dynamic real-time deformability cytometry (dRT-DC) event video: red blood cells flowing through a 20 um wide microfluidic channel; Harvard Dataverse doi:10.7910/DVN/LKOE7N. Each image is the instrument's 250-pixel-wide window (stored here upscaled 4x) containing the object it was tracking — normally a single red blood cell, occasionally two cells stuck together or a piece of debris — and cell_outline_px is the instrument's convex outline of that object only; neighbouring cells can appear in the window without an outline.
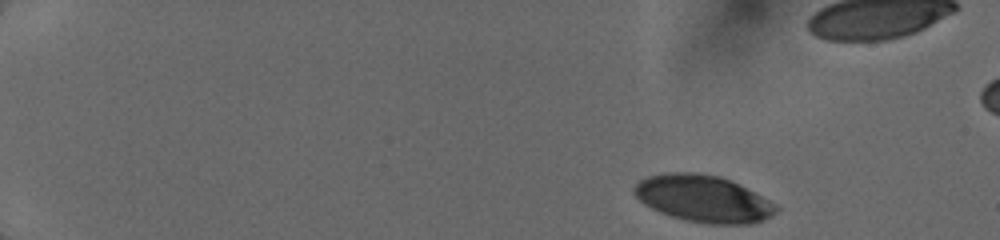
{"species": "human", "species_latin": "Homo sapiens", "temperature_condition": "cold", "stored_images_in_passage": 80, "camera_frame_rate_fps": 3000, "um_per_image_px": 0.085, "donor": {"sex": "female"}, "frame": {"image": 1, "passage_image": 1, "time_ms": 0.0, "image_size_px": [1000, 240], "cell_outline_px": [[780, 208], [776, 212], [764, 220], [752, 224], [708, 224], [684, 220], [660, 212], [644, 204], [632, 192], [632, 188], [640, 180], [648, 176], [668, 172], [696, 172], [720, 176], [776, 204]], "centroid_in_image_um": [59.75, 16.89], "position_along_channel_um": 25.3, "area_um2": 38.55}}
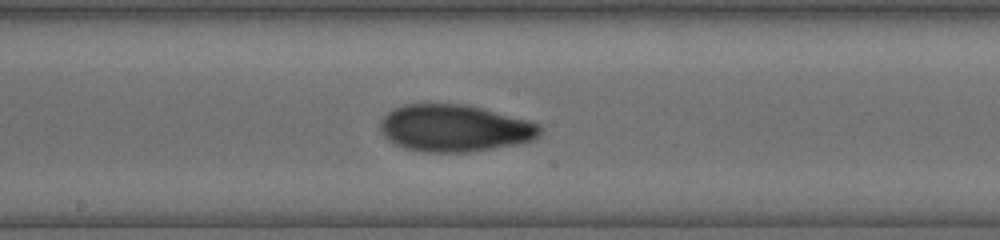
{"frame": {"image": 2, "passage_image": 44, "time_ms": 7.667, "image_size_px": [1000, 240], "cell_outline_px": [[544, 128], [540, 136], [524, 144], [468, 152], [428, 152], [404, 148], [388, 140], [380, 132], [380, 124], [384, 116], [388, 112], [404, 104], [464, 104], [528, 120], [540, 124]], "centroid_in_image_um": [38.69, 10.91], "position_along_channel_um": 209.5, "area_um2": 43.99}}
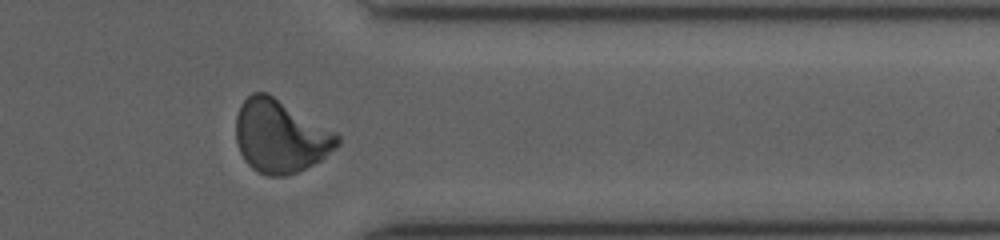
{"frame": {"image": 3, "passage_image": 70, "time_ms": 12.0, "image_size_px": [1000, 240], "cell_outline_px": [[340, 144], [336, 148], [320, 160], [296, 172], [284, 176], [268, 176], [256, 172], [244, 160], [240, 152], [236, 140], [236, 116], [244, 100], [252, 92], [268, 92], [336, 132], [340, 136]], "centroid_in_image_um": [23.82, 11.58], "position_along_channel_um": 387.6, "area_um2": 43.12}}